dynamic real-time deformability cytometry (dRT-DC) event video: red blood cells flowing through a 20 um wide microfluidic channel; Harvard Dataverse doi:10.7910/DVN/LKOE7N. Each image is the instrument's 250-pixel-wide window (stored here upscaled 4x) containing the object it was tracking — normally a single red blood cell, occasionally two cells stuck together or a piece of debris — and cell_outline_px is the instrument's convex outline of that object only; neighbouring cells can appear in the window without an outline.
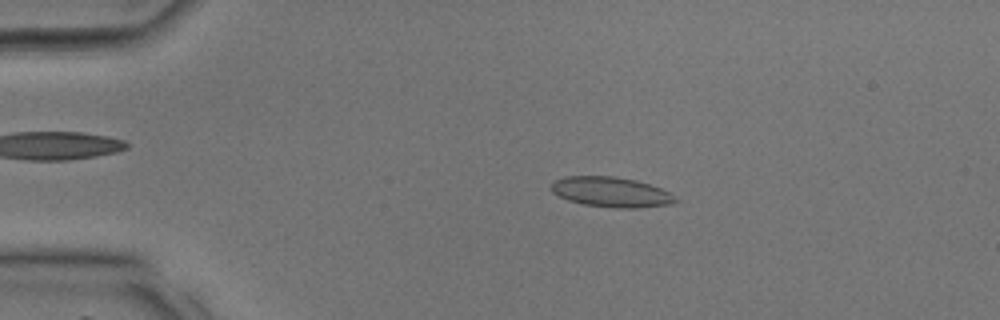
{"species": "common noctule bat (a hibernating species)", "species_latin": "Nyctalus noctula", "temperature_condition": "room temperature", "stored_images_in_passage": 36, "camera_frame_rate_fps": 3000, "um_per_image_px": 0.085, "animal": {"sex": "male", "body_mass_g": 17.9, "forearm_length_mm": 54.2}, "frame": {"image": 1, "passage_image": 7, "time_ms": 2.0, "image_size_px": [1000, 320], "cell_outline_px": [[680, 200], [672, 204], [640, 208], [616, 208], [580, 204], [568, 200], [552, 192], [552, 184], [556, 180], [564, 176], [612, 176], [636, 180], [660, 188], [668, 192]], "centroid_in_image_um": [51.96, 16.33], "position_along_channel_um": 33.0, "area_um2": 21.79}}
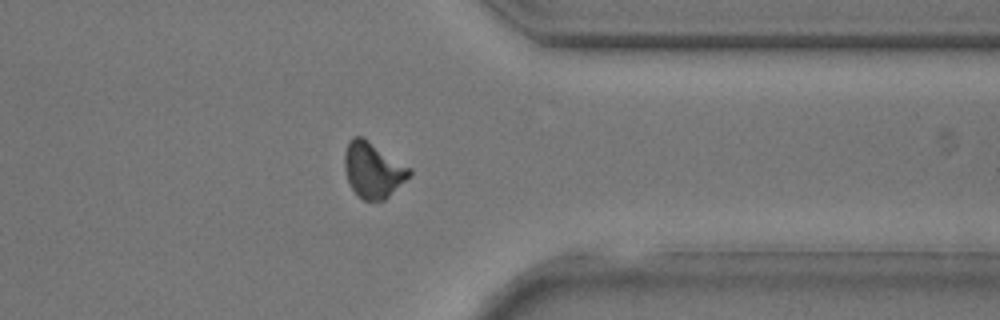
{"frame": {"image": 2, "passage_image": 29, "time_ms": 9.333, "image_size_px": [1000, 320], "cell_outline_px": [[412, 172], [384, 200], [364, 200], [356, 196], [348, 180], [344, 168], [344, 152], [348, 140], [352, 136], [360, 136], [368, 140], [412, 168]], "centroid_in_image_um": [31.67, 14.42], "position_along_channel_um": 379.7, "area_um2": 20.87}}
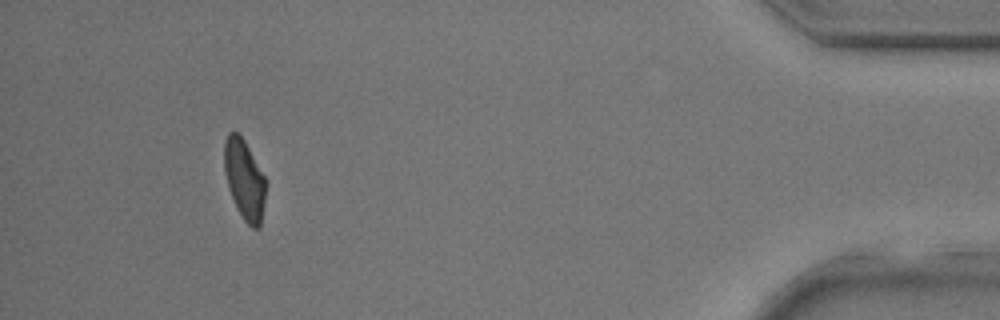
{"frame": {"image": 3, "passage_image": 34, "time_ms": 11.0, "image_size_px": [1000, 320], "cell_outline_px": [[264, 204], [260, 228], [252, 228], [244, 220], [228, 188], [224, 168], [224, 140], [228, 132], [236, 132], [244, 140], [264, 176]], "centroid_in_image_um": [20.75, 15.24], "position_along_channel_um": 414.4, "area_um2": 18.84}}